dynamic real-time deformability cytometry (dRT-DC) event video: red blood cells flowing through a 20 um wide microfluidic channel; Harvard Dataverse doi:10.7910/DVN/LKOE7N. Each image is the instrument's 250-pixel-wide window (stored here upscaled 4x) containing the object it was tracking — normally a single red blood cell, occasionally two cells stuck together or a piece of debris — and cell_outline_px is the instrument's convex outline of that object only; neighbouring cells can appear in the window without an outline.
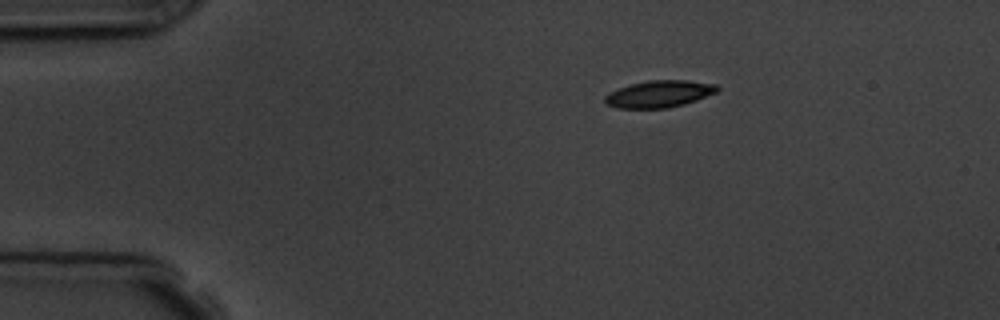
{"species": "common noctule bat (a hibernating species)", "species_latin": "Nyctalus noctula", "temperature_condition": "room temperature", "stored_images_in_passage": 4, "camera_frame_rate_fps": 3000, "um_per_image_px": 0.085, "animal": {"sex": "male", "body_mass_g": 19.5, "forearm_length_mm": 54.6}, "frame": {"image": 1, "passage_image": 1, "time_ms": 0.0, "image_size_px": [1000, 320], "cell_outline_px": [[720, 88], [716, 92], [696, 100], [684, 104], [668, 108], [616, 108], [608, 104], [604, 100], [604, 96], [620, 88], [632, 84], [648, 80], [688, 80], [716, 84]], "centroid_in_image_um": [56.06, 7.98], "position_along_channel_um": 28.9, "area_um2": 17.46}}
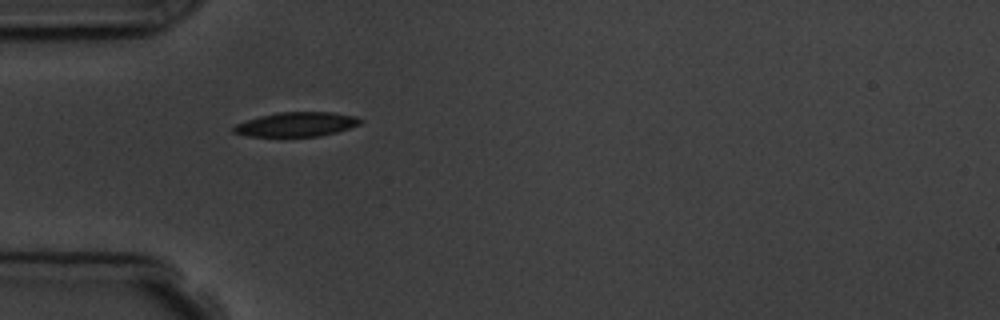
{"frame": {"image": 2, "passage_image": 3, "time_ms": 2.333, "image_size_px": [1000, 320], "cell_outline_px": [[364, 120], [360, 124], [336, 132], [320, 136], [248, 136], [232, 132], [232, 128], [236, 124], [260, 116], [276, 112], [332, 112], [356, 116]], "centroid_in_image_um": [25.21, 10.56], "position_along_channel_um": 59.8, "area_um2": 17.92}}